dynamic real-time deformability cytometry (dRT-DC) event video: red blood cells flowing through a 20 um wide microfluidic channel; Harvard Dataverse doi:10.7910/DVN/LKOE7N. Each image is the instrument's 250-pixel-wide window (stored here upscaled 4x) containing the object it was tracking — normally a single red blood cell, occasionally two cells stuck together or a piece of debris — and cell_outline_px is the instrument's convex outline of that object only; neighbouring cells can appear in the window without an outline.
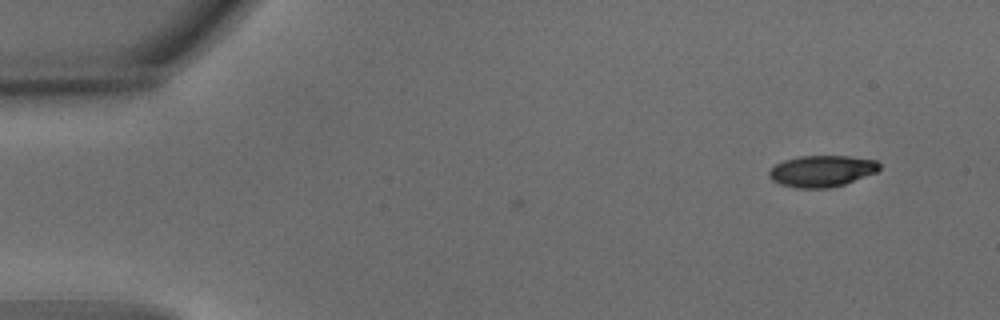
{"species": "common noctule bat (a hibernating species)", "species_latin": "Nyctalus noctula", "temperature_condition": "warm", "stored_images_in_passage": 3, "camera_frame_rate_fps": 3000, "um_per_image_px": 0.085, "animal": {"sex": "male", "body_mass_g": 15.6}, "frame": {"image": 1, "passage_image": 3, "time_ms": 0.667, "image_size_px": [1000, 320], "cell_outline_px": [[880, 168], [876, 172], [844, 184], [828, 188], [796, 188], [780, 184], [772, 180], [768, 176], [768, 172], [776, 164], [784, 160], [800, 156], [848, 156], [876, 160], [880, 164]], "centroid_in_image_um": [69.84, 14.54], "position_along_channel_um": 15.2, "area_um2": 20.11}}